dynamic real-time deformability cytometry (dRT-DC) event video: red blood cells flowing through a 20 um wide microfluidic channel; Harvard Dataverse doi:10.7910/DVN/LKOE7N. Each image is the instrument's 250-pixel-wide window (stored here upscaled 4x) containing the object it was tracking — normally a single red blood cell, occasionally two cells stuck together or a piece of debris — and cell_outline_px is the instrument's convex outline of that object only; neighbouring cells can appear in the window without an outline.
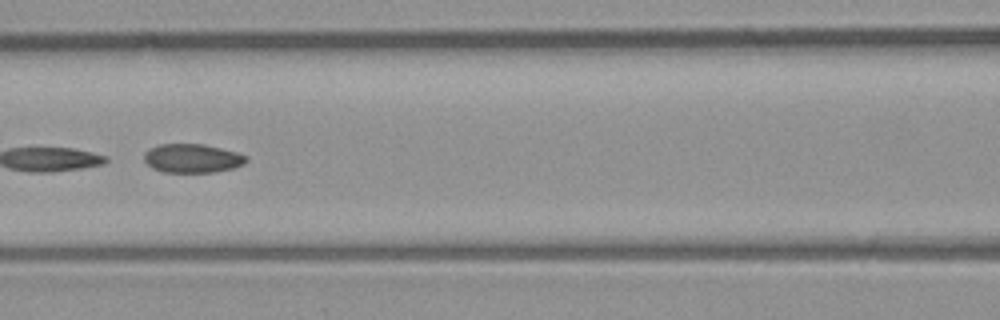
{"species": "common noctule bat (a hibernating species)", "species_latin": "Nyctalus noctula", "temperature_condition": "room temperature", "stored_images_in_passage": 51, "camera_frame_rate_fps": 3000, "um_per_image_px": 0.085, "animal": {"sex": "male", "body_mass_g": 23.1, "forearm_length_mm": 52.7}, "frame": {"image": 1, "passage_image": 23, "time_ms": 7.333, "image_size_px": [1000, 320], "cell_outline_px": [[248, 160], [244, 164], [232, 168], [212, 172], [164, 172], [152, 168], [144, 160], [144, 152], [148, 148], [160, 144], [204, 144], [236, 152], [248, 156]], "centroid_in_image_um": [16.33, 13.45], "position_along_channel_um": 150.3, "area_um2": 17.17}}